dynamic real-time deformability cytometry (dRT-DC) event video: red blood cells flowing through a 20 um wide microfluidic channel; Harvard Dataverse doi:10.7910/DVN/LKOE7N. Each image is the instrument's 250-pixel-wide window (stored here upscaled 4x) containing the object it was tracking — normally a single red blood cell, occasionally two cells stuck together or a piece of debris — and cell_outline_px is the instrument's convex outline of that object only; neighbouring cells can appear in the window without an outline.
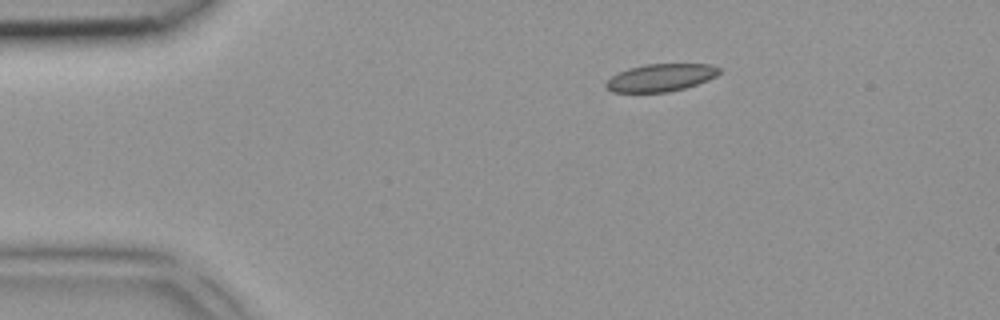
{"species": "common noctule bat (a hibernating species)", "species_latin": "Nyctalus noctula", "temperature_condition": "room temperature", "stored_images_in_passage": 3, "camera_frame_rate_fps": 3000, "um_per_image_px": 0.085, "animal": {"sex": "female", "body_mass_g": 18.4}, "frame": {"image": 1, "passage_image": 1, "time_ms": 0.0, "image_size_px": [1000, 320], "cell_outline_px": [[720, 72], [716, 76], [708, 80], [684, 88], [668, 92], [612, 92], [604, 84], [612, 76], [628, 68], [644, 64], [712, 64], [720, 68]], "centroid_in_image_um": [56.17, 6.59], "position_along_channel_um": 28.8, "area_um2": 18.09}}
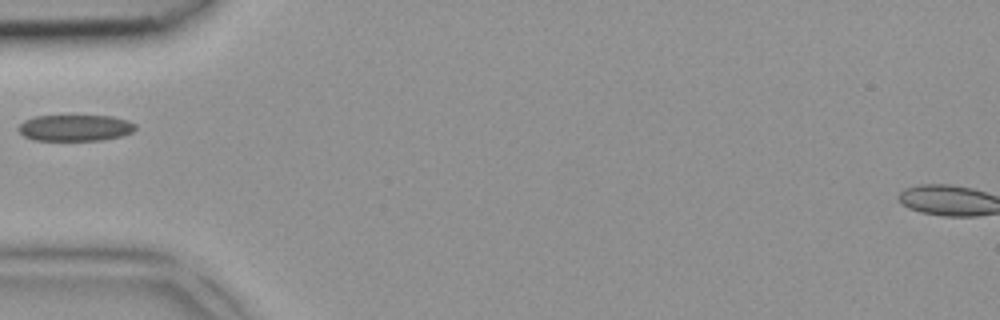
{"frame": {"image": 2, "passage_image": 3, "time_ms": 0.667, "image_size_px": [1000, 320], "cell_outline_px": [[136, 128], [132, 132], [120, 136], [100, 140], [36, 140], [24, 136], [16, 128], [24, 120], [36, 116], [112, 116], [128, 120], [136, 124]], "centroid_in_image_um": [6.39, 10.86], "position_along_channel_um": 78.6, "area_um2": 17.86}}